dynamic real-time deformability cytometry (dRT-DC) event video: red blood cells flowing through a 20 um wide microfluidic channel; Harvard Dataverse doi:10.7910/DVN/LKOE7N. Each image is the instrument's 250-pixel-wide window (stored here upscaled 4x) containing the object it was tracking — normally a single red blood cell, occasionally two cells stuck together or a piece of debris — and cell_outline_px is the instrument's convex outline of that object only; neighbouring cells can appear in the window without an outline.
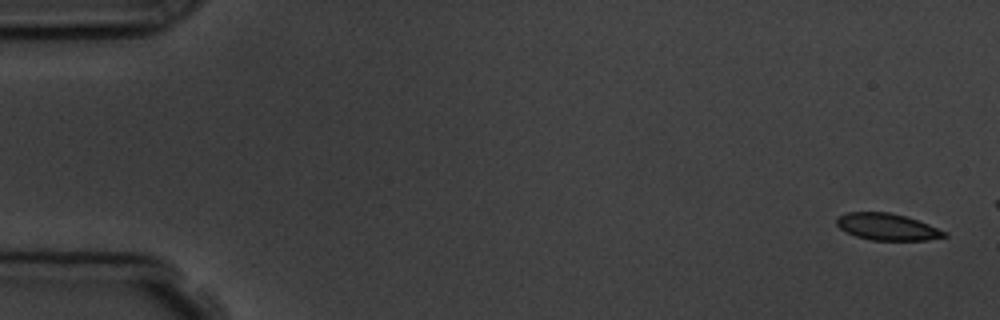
{"species": "common noctule bat (a hibernating species)", "species_latin": "Nyctalus noctula", "temperature_condition": "room temperature", "stored_images_in_passage": 4, "camera_frame_rate_fps": 3000, "um_per_image_px": 0.085, "animal": {"sex": "male", "body_mass_g": 19.5, "forearm_length_mm": 54.6}, "frame": {"image": 1, "passage_image": 1, "time_ms": 0.0, "image_size_px": [1000, 320], "cell_outline_px": [[948, 236], [928, 240], [872, 240], [856, 236], [840, 228], [836, 224], [836, 216], [848, 212], [888, 212], [904, 216], [928, 224], [948, 232]], "centroid_in_image_um": [75.41, 19.28], "position_along_channel_um": 9.6, "area_um2": 16.7}}